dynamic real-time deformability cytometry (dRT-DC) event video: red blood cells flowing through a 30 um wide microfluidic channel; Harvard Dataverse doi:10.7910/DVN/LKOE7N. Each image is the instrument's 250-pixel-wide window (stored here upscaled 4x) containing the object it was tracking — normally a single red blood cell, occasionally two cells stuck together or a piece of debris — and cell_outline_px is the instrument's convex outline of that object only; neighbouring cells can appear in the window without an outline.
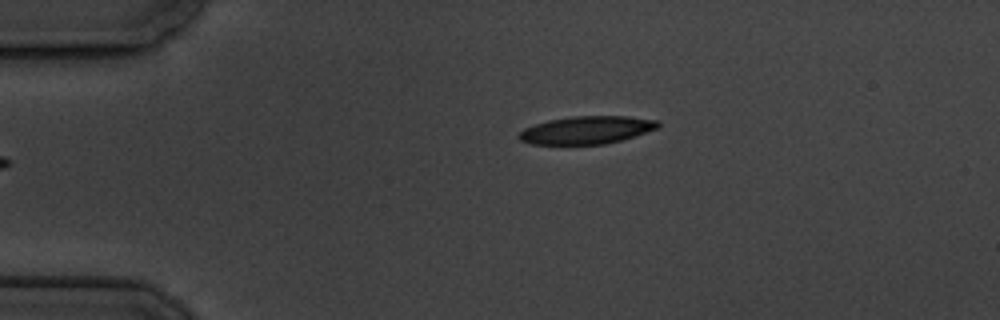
{"species": "common noctule bat (a hibernating species)", "species_latin": "Nyctalus noctula", "temperature_condition": "cold", "stored_images_in_passage": 3, "camera_frame_rate_fps": 3000, "um_per_image_px": 0.085, "animal": {"sex": "male", "body_mass_g": 19.5, "forearm_length_mm": 54.6}, "frame": {"image": 1, "passage_image": 3, "time_ms": 2.333, "image_size_px": [1000, 320], "cell_outline_px": [[660, 124], [656, 128], [620, 140], [604, 144], [532, 144], [520, 140], [516, 136], [524, 128], [548, 120], [572, 116], [628, 116], [656, 120]], "centroid_in_image_um": [49.81, 11.05], "position_along_channel_um": 35.2, "area_um2": 22.2}}